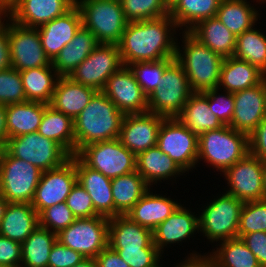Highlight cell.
<instances>
[{
	"mask_svg": "<svg viewBox=\"0 0 266 267\" xmlns=\"http://www.w3.org/2000/svg\"><path fill=\"white\" fill-rule=\"evenodd\" d=\"M14 0H0V3L8 7Z\"/></svg>",
	"mask_w": 266,
	"mask_h": 267,
	"instance_id": "obj_64",
	"label": "cell"
},
{
	"mask_svg": "<svg viewBox=\"0 0 266 267\" xmlns=\"http://www.w3.org/2000/svg\"><path fill=\"white\" fill-rule=\"evenodd\" d=\"M218 91V88H213L204 92L208 95L209 107L213 114L223 125L230 126L235 108L234 95L228 91H224L225 95H220Z\"/></svg>",
	"mask_w": 266,
	"mask_h": 267,
	"instance_id": "obj_47",
	"label": "cell"
},
{
	"mask_svg": "<svg viewBox=\"0 0 266 267\" xmlns=\"http://www.w3.org/2000/svg\"><path fill=\"white\" fill-rule=\"evenodd\" d=\"M77 182L92 198L95 211L104 217H114V201L111 189V179L101 172L87 167L75 155Z\"/></svg>",
	"mask_w": 266,
	"mask_h": 267,
	"instance_id": "obj_22",
	"label": "cell"
},
{
	"mask_svg": "<svg viewBox=\"0 0 266 267\" xmlns=\"http://www.w3.org/2000/svg\"><path fill=\"white\" fill-rule=\"evenodd\" d=\"M177 118L198 136L224 126L211 111L205 92H193Z\"/></svg>",
	"mask_w": 266,
	"mask_h": 267,
	"instance_id": "obj_31",
	"label": "cell"
},
{
	"mask_svg": "<svg viewBox=\"0 0 266 267\" xmlns=\"http://www.w3.org/2000/svg\"><path fill=\"white\" fill-rule=\"evenodd\" d=\"M7 139L6 105L0 104V145L5 146Z\"/></svg>",
	"mask_w": 266,
	"mask_h": 267,
	"instance_id": "obj_57",
	"label": "cell"
},
{
	"mask_svg": "<svg viewBox=\"0 0 266 267\" xmlns=\"http://www.w3.org/2000/svg\"><path fill=\"white\" fill-rule=\"evenodd\" d=\"M11 67L10 49L8 40V23L0 27V71Z\"/></svg>",
	"mask_w": 266,
	"mask_h": 267,
	"instance_id": "obj_55",
	"label": "cell"
},
{
	"mask_svg": "<svg viewBox=\"0 0 266 267\" xmlns=\"http://www.w3.org/2000/svg\"><path fill=\"white\" fill-rule=\"evenodd\" d=\"M82 25L90 30L98 43L118 44L128 21L120 0H76Z\"/></svg>",
	"mask_w": 266,
	"mask_h": 267,
	"instance_id": "obj_5",
	"label": "cell"
},
{
	"mask_svg": "<svg viewBox=\"0 0 266 267\" xmlns=\"http://www.w3.org/2000/svg\"><path fill=\"white\" fill-rule=\"evenodd\" d=\"M1 16H3L4 20H6V17H8L7 7L2 3H0V27L4 24V21L2 22L3 18Z\"/></svg>",
	"mask_w": 266,
	"mask_h": 267,
	"instance_id": "obj_60",
	"label": "cell"
},
{
	"mask_svg": "<svg viewBox=\"0 0 266 267\" xmlns=\"http://www.w3.org/2000/svg\"><path fill=\"white\" fill-rule=\"evenodd\" d=\"M181 204L169 197L153 194L150 188L126 214L133 222L153 231L164 222Z\"/></svg>",
	"mask_w": 266,
	"mask_h": 267,
	"instance_id": "obj_27",
	"label": "cell"
},
{
	"mask_svg": "<svg viewBox=\"0 0 266 267\" xmlns=\"http://www.w3.org/2000/svg\"><path fill=\"white\" fill-rule=\"evenodd\" d=\"M263 173L264 161L247 153L224 172L230 186L226 193L243 202L264 200Z\"/></svg>",
	"mask_w": 266,
	"mask_h": 267,
	"instance_id": "obj_15",
	"label": "cell"
},
{
	"mask_svg": "<svg viewBox=\"0 0 266 267\" xmlns=\"http://www.w3.org/2000/svg\"><path fill=\"white\" fill-rule=\"evenodd\" d=\"M158 148L171 157L186 172L198 163V135L192 133L177 118H164L158 139Z\"/></svg>",
	"mask_w": 266,
	"mask_h": 267,
	"instance_id": "obj_12",
	"label": "cell"
},
{
	"mask_svg": "<svg viewBox=\"0 0 266 267\" xmlns=\"http://www.w3.org/2000/svg\"><path fill=\"white\" fill-rule=\"evenodd\" d=\"M220 243V248L211 254L215 267H261L256 256L241 238H232Z\"/></svg>",
	"mask_w": 266,
	"mask_h": 267,
	"instance_id": "obj_40",
	"label": "cell"
},
{
	"mask_svg": "<svg viewBox=\"0 0 266 267\" xmlns=\"http://www.w3.org/2000/svg\"><path fill=\"white\" fill-rule=\"evenodd\" d=\"M76 217L73 215L66 202H61L44 209L39 214V225L51 232L58 234L70 226Z\"/></svg>",
	"mask_w": 266,
	"mask_h": 267,
	"instance_id": "obj_46",
	"label": "cell"
},
{
	"mask_svg": "<svg viewBox=\"0 0 266 267\" xmlns=\"http://www.w3.org/2000/svg\"><path fill=\"white\" fill-rule=\"evenodd\" d=\"M108 234L109 218L98 215L76 218L70 226L57 234V240L85 258H95L108 247Z\"/></svg>",
	"mask_w": 266,
	"mask_h": 267,
	"instance_id": "obj_11",
	"label": "cell"
},
{
	"mask_svg": "<svg viewBox=\"0 0 266 267\" xmlns=\"http://www.w3.org/2000/svg\"><path fill=\"white\" fill-rule=\"evenodd\" d=\"M233 95L235 108L230 127L249 136L265 118L266 78L260 84Z\"/></svg>",
	"mask_w": 266,
	"mask_h": 267,
	"instance_id": "obj_20",
	"label": "cell"
},
{
	"mask_svg": "<svg viewBox=\"0 0 266 267\" xmlns=\"http://www.w3.org/2000/svg\"><path fill=\"white\" fill-rule=\"evenodd\" d=\"M149 188L136 170L111 179L114 217L126 215Z\"/></svg>",
	"mask_w": 266,
	"mask_h": 267,
	"instance_id": "obj_34",
	"label": "cell"
},
{
	"mask_svg": "<svg viewBox=\"0 0 266 267\" xmlns=\"http://www.w3.org/2000/svg\"><path fill=\"white\" fill-rule=\"evenodd\" d=\"M76 156L87 167L101 172L109 179L136 170V155L124 147L119 139L89 144Z\"/></svg>",
	"mask_w": 266,
	"mask_h": 267,
	"instance_id": "obj_9",
	"label": "cell"
},
{
	"mask_svg": "<svg viewBox=\"0 0 266 267\" xmlns=\"http://www.w3.org/2000/svg\"><path fill=\"white\" fill-rule=\"evenodd\" d=\"M102 92L124 115L148 112V96L129 66H122L106 82Z\"/></svg>",
	"mask_w": 266,
	"mask_h": 267,
	"instance_id": "obj_17",
	"label": "cell"
},
{
	"mask_svg": "<svg viewBox=\"0 0 266 267\" xmlns=\"http://www.w3.org/2000/svg\"><path fill=\"white\" fill-rule=\"evenodd\" d=\"M8 203L9 202L0 193V222H1L2 216L4 215V212H5V209Z\"/></svg>",
	"mask_w": 266,
	"mask_h": 267,
	"instance_id": "obj_59",
	"label": "cell"
},
{
	"mask_svg": "<svg viewBox=\"0 0 266 267\" xmlns=\"http://www.w3.org/2000/svg\"><path fill=\"white\" fill-rule=\"evenodd\" d=\"M176 28L170 15L128 22L117 44L123 66L175 58L178 43L171 30L175 31Z\"/></svg>",
	"mask_w": 266,
	"mask_h": 267,
	"instance_id": "obj_1",
	"label": "cell"
},
{
	"mask_svg": "<svg viewBox=\"0 0 266 267\" xmlns=\"http://www.w3.org/2000/svg\"><path fill=\"white\" fill-rule=\"evenodd\" d=\"M82 16L75 5L66 14L38 27L41 45L52 62L82 27Z\"/></svg>",
	"mask_w": 266,
	"mask_h": 267,
	"instance_id": "obj_21",
	"label": "cell"
},
{
	"mask_svg": "<svg viewBox=\"0 0 266 267\" xmlns=\"http://www.w3.org/2000/svg\"><path fill=\"white\" fill-rule=\"evenodd\" d=\"M165 117L146 112L124 116L119 140L136 156L157 146L158 133Z\"/></svg>",
	"mask_w": 266,
	"mask_h": 267,
	"instance_id": "obj_19",
	"label": "cell"
},
{
	"mask_svg": "<svg viewBox=\"0 0 266 267\" xmlns=\"http://www.w3.org/2000/svg\"><path fill=\"white\" fill-rule=\"evenodd\" d=\"M48 104L26 101L6 105L8 139L27 133L38 132L42 116Z\"/></svg>",
	"mask_w": 266,
	"mask_h": 267,
	"instance_id": "obj_33",
	"label": "cell"
},
{
	"mask_svg": "<svg viewBox=\"0 0 266 267\" xmlns=\"http://www.w3.org/2000/svg\"><path fill=\"white\" fill-rule=\"evenodd\" d=\"M175 267H215V263L211 253L205 256L194 252L190 254V258L187 257L185 261Z\"/></svg>",
	"mask_w": 266,
	"mask_h": 267,
	"instance_id": "obj_56",
	"label": "cell"
},
{
	"mask_svg": "<svg viewBox=\"0 0 266 267\" xmlns=\"http://www.w3.org/2000/svg\"><path fill=\"white\" fill-rule=\"evenodd\" d=\"M65 202L76 218H90L99 215L95 211L92 198L78 182L72 187Z\"/></svg>",
	"mask_w": 266,
	"mask_h": 267,
	"instance_id": "obj_48",
	"label": "cell"
},
{
	"mask_svg": "<svg viewBox=\"0 0 266 267\" xmlns=\"http://www.w3.org/2000/svg\"><path fill=\"white\" fill-rule=\"evenodd\" d=\"M96 92V89L77 83L70 77H60L49 105L75 120Z\"/></svg>",
	"mask_w": 266,
	"mask_h": 267,
	"instance_id": "obj_25",
	"label": "cell"
},
{
	"mask_svg": "<svg viewBox=\"0 0 266 267\" xmlns=\"http://www.w3.org/2000/svg\"><path fill=\"white\" fill-rule=\"evenodd\" d=\"M180 205L164 222L153 230V243L161 253L169 243H179L199 232L198 216Z\"/></svg>",
	"mask_w": 266,
	"mask_h": 267,
	"instance_id": "obj_24",
	"label": "cell"
},
{
	"mask_svg": "<svg viewBox=\"0 0 266 267\" xmlns=\"http://www.w3.org/2000/svg\"><path fill=\"white\" fill-rule=\"evenodd\" d=\"M108 246L111 249L156 247L153 243V231L133 222L126 215L109 218Z\"/></svg>",
	"mask_w": 266,
	"mask_h": 267,
	"instance_id": "obj_23",
	"label": "cell"
},
{
	"mask_svg": "<svg viewBox=\"0 0 266 267\" xmlns=\"http://www.w3.org/2000/svg\"><path fill=\"white\" fill-rule=\"evenodd\" d=\"M9 21L8 40L11 67L18 70H28L49 66L52 62L46 56L41 45L37 28H28Z\"/></svg>",
	"mask_w": 266,
	"mask_h": 267,
	"instance_id": "obj_14",
	"label": "cell"
},
{
	"mask_svg": "<svg viewBox=\"0 0 266 267\" xmlns=\"http://www.w3.org/2000/svg\"><path fill=\"white\" fill-rule=\"evenodd\" d=\"M75 5L76 0H14L7 7V18L24 27L38 28Z\"/></svg>",
	"mask_w": 266,
	"mask_h": 267,
	"instance_id": "obj_18",
	"label": "cell"
},
{
	"mask_svg": "<svg viewBox=\"0 0 266 267\" xmlns=\"http://www.w3.org/2000/svg\"><path fill=\"white\" fill-rule=\"evenodd\" d=\"M21 243L0 235V265L21 267Z\"/></svg>",
	"mask_w": 266,
	"mask_h": 267,
	"instance_id": "obj_51",
	"label": "cell"
},
{
	"mask_svg": "<svg viewBox=\"0 0 266 267\" xmlns=\"http://www.w3.org/2000/svg\"><path fill=\"white\" fill-rule=\"evenodd\" d=\"M84 258L80 253L62 245L57 240L51 249L48 267H73Z\"/></svg>",
	"mask_w": 266,
	"mask_h": 267,
	"instance_id": "obj_50",
	"label": "cell"
},
{
	"mask_svg": "<svg viewBox=\"0 0 266 267\" xmlns=\"http://www.w3.org/2000/svg\"><path fill=\"white\" fill-rule=\"evenodd\" d=\"M76 182L75 155H72L61 166L42 172L32 206L40 214L50 206L65 202Z\"/></svg>",
	"mask_w": 266,
	"mask_h": 267,
	"instance_id": "obj_16",
	"label": "cell"
},
{
	"mask_svg": "<svg viewBox=\"0 0 266 267\" xmlns=\"http://www.w3.org/2000/svg\"><path fill=\"white\" fill-rule=\"evenodd\" d=\"M94 259L98 267H130L118 253L109 246L103 249Z\"/></svg>",
	"mask_w": 266,
	"mask_h": 267,
	"instance_id": "obj_54",
	"label": "cell"
},
{
	"mask_svg": "<svg viewBox=\"0 0 266 267\" xmlns=\"http://www.w3.org/2000/svg\"><path fill=\"white\" fill-rule=\"evenodd\" d=\"M39 226V214L31 203H8L0 222V235L23 243Z\"/></svg>",
	"mask_w": 266,
	"mask_h": 267,
	"instance_id": "obj_26",
	"label": "cell"
},
{
	"mask_svg": "<svg viewBox=\"0 0 266 267\" xmlns=\"http://www.w3.org/2000/svg\"><path fill=\"white\" fill-rule=\"evenodd\" d=\"M183 35V50L176 45L175 60L183 67L193 92L218 88L224 57L201 44L189 32ZM183 51V53H181Z\"/></svg>",
	"mask_w": 266,
	"mask_h": 267,
	"instance_id": "obj_3",
	"label": "cell"
},
{
	"mask_svg": "<svg viewBox=\"0 0 266 267\" xmlns=\"http://www.w3.org/2000/svg\"><path fill=\"white\" fill-rule=\"evenodd\" d=\"M179 0H163L164 5L166 8L170 11L177 3Z\"/></svg>",
	"mask_w": 266,
	"mask_h": 267,
	"instance_id": "obj_61",
	"label": "cell"
},
{
	"mask_svg": "<svg viewBox=\"0 0 266 267\" xmlns=\"http://www.w3.org/2000/svg\"><path fill=\"white\" fill-rule=\"evenodd\" d=\"M249 153V136L230 126L209 130L198 136V161L203 159L214 168L225 172Z\"/></svg>",
	"mask_w": 266,
	"mask_h": 267,
	"instance_id": "obj_4",
	"label": "cell"
},
{
	"mask_svg": "<svg viewBox=\"0 0 266 267\" xmlns=\"http://www.w3.org/2000/svg\"><path fill=\"white\" fill-rule=\"evenodd\" d=\"M234 57L256 66L266 75V36L255 28L236 37Z\"/></svg>",
	"mask_w": 266,
	"mask_h": 267,
	"instance_id": "obj_41",
	"label": "cell"
},
{
	"mask_svg": "<svg viewBox=\"0 0 266 267\" xmlns=\"http://www.w3.org/2000/svg\"><path fill=\"white\" fill-rule=\"evenodd\" d=\"M249 152L266 161V117L249 135Z\"/></svg>",
	"mask_w": 266,
	"mask_h": 267,
	"instance_id": "obj_53",
	"label": "cell"
},
{
	"mask_svg": "<svg viewBox=\"0 0 266 267\" xmlns=\"http://www.w3.org/2000/svg\"><path fill=\"white\" fill-rule=\"evenodd\" d=\"M192 93L183 67L174 60L165 69L161 86L148 96V112L177 117Z\"/></svg>",
	"mask_w": 266,
	"mask_h": 267,
	"instance_id": "obj_8",
	"label": "cell"
},
{
	"mask_svg": "<svg viewBox=\"0 0 266 267\" xmlns=\"http://www.w3.org/2000/svg\"><path fill=\"white\" fill-rule=\"evenodd\" d=\"M258 11L246 0H222L216 17L237 37L253 28Z\"/></svg>",
	"mask_w": 266,
	"mask_h": 267,
	"instance_id": "obj_38",
	"label": "cell"
},
{
	"mask_svg": "<svg viewBox=\"0 0 266 267\" xmlns=\"http://www.w3.org/2000/svg\"><path fill=\"white\" fill-rule=\"evenodd\" d=\"M128 22L144 21L169 15L163 0H120Z\"/></svg>",
	"mask_w": 266,
	"mask_h": 267,
	"instance_id": "obj_43",
	"label": "cell"
},
{
	"mask_svg": "<svg viewBox=\"0 0 266 267\" xmlns=\"http://www.w3.org/2000/svg\"><path fill=\"white\" fill-rule=\"evenodd\" d=\"M263 199L266 200V161H264V173H263Z\"/></svg>",
	"mask_w": 266,
	"mask_h": 267,
	"instance_id": "obj_62",
	"label": "cell"
},
{
	"mask_svg": "<svg viewBox=\"0 0 266 267\" xmlns=\"http://www.w3.org/2000/svg\"><path fill=\"white\" fill-rule=\"evenodd\" d=\"M73 267H98V265L94 258H84L79 264Z\"/></svg>",
	"mask_w": 266,
	"mask_h": 267,
	"instance_id": "obj_58",
	"label": "cell"
},
{
	"mask_svg": "<svg viewBox=\"0 0 266 267\" xmlns=\"http://www.w3.org/2000/svg\"><path fill=\"white\" fill-rule=\"evenodd\" d=\"M244 202L228 193L217 197L198 216L199 230L212 241L237 238L240 213Z\"/></svg>",
	"mask_w": 266,
	"mask_h": 267,
	"instance_id": "obj_10",
	"label": "cell"
},
{
	"mask_svg": "<svg viewBox=\"0 0 266 267\" xmlns=\"http://www.w3.org/2000/svg\"><path fill=\"white\" fill-rule=\"evenodd\" d=\"M5 150L11 156L23 159L41 171L57 168L71 158L60 144L38 132L7 139Z\"/></svg>",
	"mask_w": 266,
	"mask_h": 267,
	"instance_id": "obj_6",
	"label": "cell"
},
{
	"mask_svg": "<svg viewBox=\"0 0 266 267\" xmlns=\"http://www.w3.org/2000/svg\"><path fill=\"white\" fill-rule=\"evenodd\" d=\"M222 0H179L169 11L177 27H186L189 32L199 22L216 17Z\"/></svg>",
	"mask_w": 266,
	"mask_h": 267,
	"instance_id": "obj_39",
	"label": "cell"
},
{
	"mask_svg": "<svg viewBox=\"0 0 266 267\" xmlns=\"http://www.w3.org/2000/svg\"><path fill=\"white\" fill-rule=\"evenodd\" d=\"M266 75L256 66L234 56L226 57L221 66L218 89L231 93L260 84Z\"/></svg>",
	"mask_w": 266,
	"mask_h": 267,
	"instance_id": "obj_29",
	"label": "cell"
},
{
	"mask_svg": "<svg viewBox=\"0 0 266 267\" xmlns=\"http://www.w3.org/2000/svg\"><path fill=\"white\" fill-rule=\"evenodd\" d=\"M112 250L116 251L130 267H157L162 256L157 247Z\"/></svg>",
	"mask_w": 266,
	"mask_h": 267,
	"instance_id": "obj_49",
	"label": "cell"
},
{
	"mask_svg": "<svg viewBox=\"0 0 266 267\" xmlns=\"http://www.w3.org/2000/svg\"><path fill=\"white\" fill-rule=\"evenodd\" d=\"M20 75L22 77L26 100L49 105L53 92L55 91L56 83L60 78L57 71L53 68L52 63L45 67L20 71Z\"/></svg>",
	"mask_w": 266,
	"mask_h": 267,
	"instance_id": "obj_35",
	"label": "cell"
},
{
	"mask_svg": "<svg viewBox=\"0 0 266 267\" xmlns=\"http://www.w3.org/2000/svg\"><path fill=\"white\" fill-rule=\"evenodd\" d=\"M241 239L256 256L261 267H266V232L248 233L243 235Z\"/></svg>",
	"mask_w": 266,
	"mask_h": 267,
	"instance_id": "obj_52",
	"label": "cell"
},
{
	"mask_svg": "<svg viewBox=\"0 0 266 267\" xmlns=\"http://www.w3.org/2000/svg\"><path fill=\"white\" fill-rule=\"evenodd\" d=\"M174 60L175 58H167L152 62H138L129 67L144 93L149 96L161 86L164 71Z\"/></svg>",
	"mask_w": 266,
	"mask_h": 267,
	"instance_id": "obj_42",
	"label": "cell"
},
{
	"mask_svg": "<svg viewBox=\"0 0 266 267\" xmlns=\"http://www.w3.org/2000/svg\"><path fill=\"white\" fill-rule=\"evenodd\" d=\"M26 101L20 71L12 67L0 71V104L9 105Z\"/></svg>",
	"mask_w": 266,
	"mask_h": 267,
	"instance_id": "obj_45",
	"label": "cell"
},
{
	"mask_svg": "<svg viewBox=\"0 0 266 267\" xmlns=\"http://www.w3.org/2000/svg\"><path fill=\"white\" fill-rule=\"evenodd\" d=\"M38 133L60 144L71 156L75 155L74 120L48 105Z\"/></svg>",
	"mask_w": 266,
	"mask_h": 267,
	"instance_id": "obj_36",
	"label": "cell"
},
{
	"mask_svg": "<svg viewBox=\"0 0 266 267\" xmlns=\"http://www.w3.org/2000/svg\"><path fill=\"white\" fill-rule=\"evenodd\" d=\"M42 172L5 150L0 168V193L9 203H32Z\"/></svg>",
	"mask_w": 266,
	"mask_h": 267,
	"instance_id": "obj_7",
	"label": "cell"
},
{
	"mask_svg": "<svg viewBox=\"0 0 266 267\" xmlns=\"http://www.w3.org/2000/svg\"><path fill=\"white\" fill-rule=\"evenodd\" d=\"M4 152H5V146L0 145V168H1V162H2V157H3Z\"/></svg>",
	"mask_w": 266,
	"mask_h": 267,
	"instance_id": "obj_63",
	"label": "cell"
},
{
	"mask_svg": "<svg viewBox=\"0 0 266 267\" xmlns=\"http://www.w3.org/2000/svg\"><path fill=\"white\" fill-rule=\"evenodd\" d=\"M57 234L38 226L21 244V267H48L49 255Z\"/></svg>",
	"mask_w": 266,
	"mask_h": 267,
	"instance_id": "obj_37",
	"label": "cell"
},
{
	"mask_svg": "<svg viewBox=\"0 0 266 267\" xmlns=\"http://www.w3.org/2000/svg\"><path fill=\"white\" fill-rule=\"evenodd\" d=\"M189 33L224 58L235 53L236 36L217 17L199 22Z\"/></svg>",
	"mask_w": 266,
	"mask_h": 267,
	"instance_id": "obj_30",
	"label": "cell"
},
{
	"mask_svg": "<svg viewBox=\"0 0 266 267\" xmlns=\"http://www.w3.org/2000/svg\"><path fill=\"white\" fill-rule=\"evenodd\" d=\"M98 44L95 35L82 26L52 61L53 68L60 77H69Z\"/></svg>",
	"mask_w": 266,
	"mask_h": 267,
	"instance_id": "obj_28",
	"label": "cell"
},
{
	"mask_svg": "<svg viewBox=\"0 0 266 267\" xmlns=\"http://www.w3.org/2000/svg\"><path fill=\"white\" fill-rule=\"evenodd\" d=\"M122 66L118 45L99 43L69 77L77 83L102 91L107 80Z\"/></svg>",
	"mask_w": 266,
	"mask_h": 267,
	"instance_id": "obj_13",
	"label": "cell"
},
{
	"mask_svg": "<svg viewBox=\"0 0 266 267\" xmlns=\"http://www.w3.org/2000/svg\"><path fill=\"white\" fill-rule=\"evenodd\" d=\"M124 116L102 91H97L74 120L75 155L89 144L118 139Z\"/></svg>",
	"mask_w": 266,
	"mask_h": 267,
	"instance_id": "obj_2",
	"label": "cell"
},
{
	"mask_svg": "<svg viewBox=\"0 0 266 267\" xmlns=\"http://www.w3.org/2000/svg\"><path fill=\"white\" fill-rule=\"evenodd\" d=\"M256 231L266 232V200L244 202L241 209L237 237Z\"/></svg>",
	"mask_w": 266,
	"mask_h": 267,
	"instance_id": "obj_44",
	"label": "cell"
},
{
	"mask_svg": "<svg viewBox=\"0 0 266 267\" xmlns=\"http://www.w3.org/2000/svg\"><path fill=\"white\" fill-rule=\"evenodd\" d=\"M136 171L143 177L149 187L159 180L164 181L173 176L176 178V174L182 175L181 173H185L158 146L151 147L136 156Z\"/></svg>",
	"mask_w": 266,
	"mask_h": 267,
	"instance_id": "obj_32",
	"label": "cell"
}]
</instances>
